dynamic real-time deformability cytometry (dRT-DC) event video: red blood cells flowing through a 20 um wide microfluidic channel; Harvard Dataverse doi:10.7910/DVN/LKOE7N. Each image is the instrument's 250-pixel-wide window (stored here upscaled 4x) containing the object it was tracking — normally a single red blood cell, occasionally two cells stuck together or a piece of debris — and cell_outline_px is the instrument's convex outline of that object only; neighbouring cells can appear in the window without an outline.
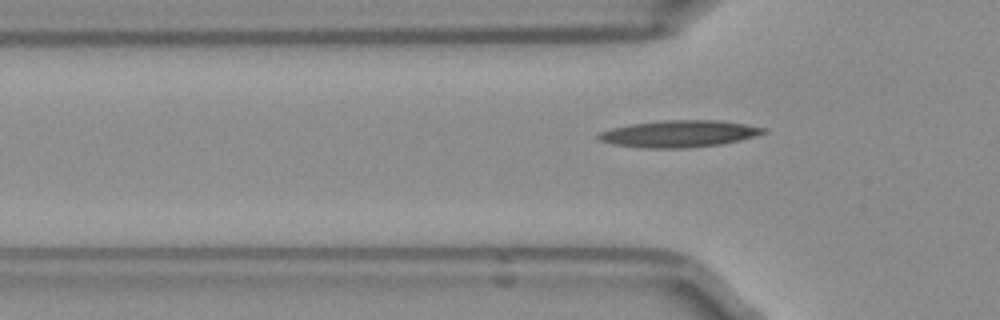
{"species": "Egyptian fruit bat (a non-hibernating species)", "species_latin": "Rousettus aegyptiacus", "temperature_condition": "room temperature", "stored_images_in_passage": 2, "camera_frame_rate_fps": 3000, "um_per_image_px": 0.085, "frame": {"image": 1, "passage_image": 2, "time_ms": 0.333, "image_size_px": [1000, 320], "cell_outline_px": [[768, 128], [764, 132], [740, 140], [720, 144], [688, 148], [640, 148], [612, 144], [600, 140], [596, 136], [600, 132], [612, 128], [628, 124], [664, 120], [720, 120]], "centroid_in_image_um": [57.67, 11.37], "position_along_channel_um": 68.1, "area_um2": 25.78}}